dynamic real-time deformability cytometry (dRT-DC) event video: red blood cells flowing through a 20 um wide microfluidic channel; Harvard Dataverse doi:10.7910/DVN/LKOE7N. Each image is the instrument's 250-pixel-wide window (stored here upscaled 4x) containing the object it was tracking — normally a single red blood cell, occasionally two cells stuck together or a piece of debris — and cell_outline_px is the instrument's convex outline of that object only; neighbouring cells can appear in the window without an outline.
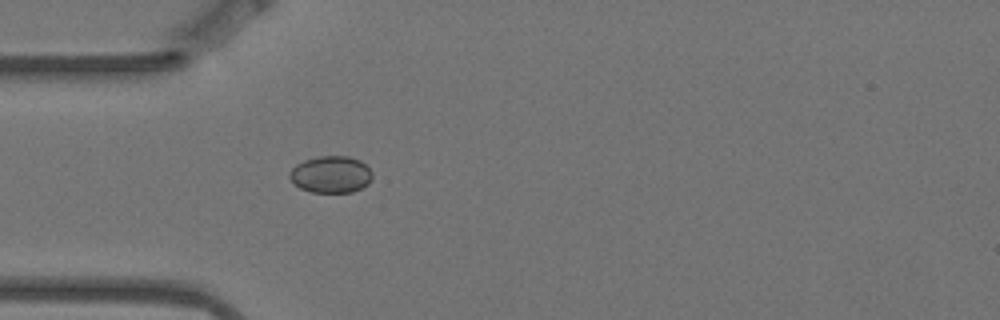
{"species": "Egyptian fruit bat (a non-hibernating species)", "species_latin": "Rousettus aegyptiacus", "temperature_condition": "warm", "stored_images_in_passage": 1, "camera_frame_rate_fps": 3000, "um_per_image_px": 0.085, "animal": {"sex": "female"}, "frame": {"image": 1, "passage_image": 1, "time_ms": 0.0, "image_size_px": [1000, 320], "cell_outline_px": [[372, 176], [368, 184], [352, 192], [312, 192], [300, 188], [292, 184], [288, 176], [288, 172], [296, 164], [304, 160], [320, 156], [348, 156], [360, 160], [372, 172]], "centroid_in_image_um": [28.08, 14.83], "position_along_channel_um": 56.9, "area_um2": 17.86}}